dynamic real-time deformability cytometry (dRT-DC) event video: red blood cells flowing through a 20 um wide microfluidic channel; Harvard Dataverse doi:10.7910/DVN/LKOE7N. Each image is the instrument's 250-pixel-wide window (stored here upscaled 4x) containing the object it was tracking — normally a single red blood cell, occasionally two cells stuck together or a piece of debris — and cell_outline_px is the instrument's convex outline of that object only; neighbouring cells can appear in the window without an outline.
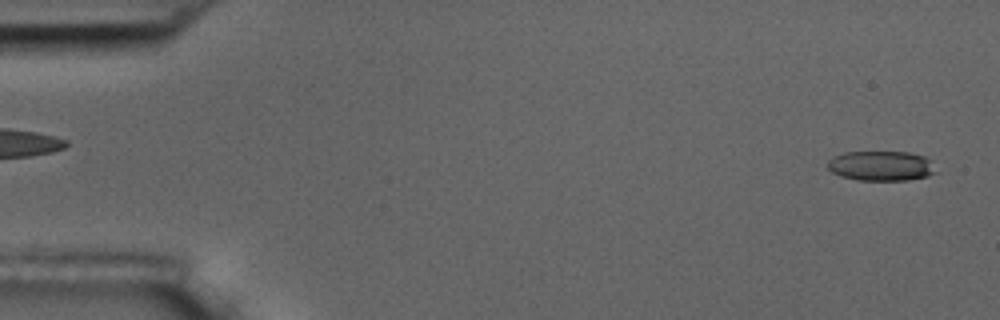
{"species": "common noctule bat (a hibernating species)", "species_latin": "Nyctalus noctula", "temperature_condition": "room temperature", "stored_images_in_passage": 6, "segment_of_instrument_passage": [2, 2], "camera_frame_rate_fps": 3000, "um_per_image_px": 0.085, "animal": {"sex": "male", "body_mass_g": 17.5, "forearm_length_mm": 52.3}, "frame": {"image": 1, "passage_image": 6, "time_ms": 6.0, "image_size_px": [1000, 320], "cell_outline_px": [[940, 172], [928, 176], [908, 180], [856, 180], [840, 176], [832, 172], [828, 168], [828, 160], [832, 156], [844, 152], [908, 152], [924, 156], [932, 160]], "centroid_in_image_um": [74.95, 14.1], "position_along_channel_um": 10.1, "area_um2": 19.25}}